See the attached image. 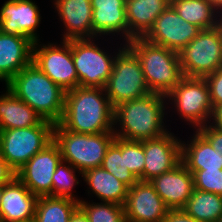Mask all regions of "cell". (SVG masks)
Instances as JSON below:
<instances>
[{
	"instance_id": "6da1fadb",
	"label": "cell",
	"mask_w": 222,
	"mask_h": 222,
	"mask_svg": "<svg viewBox=\"0 0 222 222\" xmlns=\"http://www.w3.org/2000/svg\"><path fill=\"white\" fill-rule=\"evenodd\" d=\"M58 124L75 133L113 132L114 107L105 88L78 86L66 91L64 112Z\"/></svg>"
},
{
	"instance_id": "7a4b0ae2",
	"label": "cell",
	"mask_w": 222,
	"mask_h": 222,
	"mask_svg": "<svg viewBox=\"0 0 222 222\" xmlns=\"http://www.w3.org/2000/svg\"><path fill=\"white\" fill-rule=\"evenodd\" d=\"M165 100V95L149 93L139 99L120 103L114 108L115 137L143 141L165 135L169 132L164 124L168 104ZM115 125L120 127L117 129Z\"/></svg>"
},
{
	"instance_id": "3957f363",
	"label": "cell",
	"mask_w": 222,
	"mask_h": 222,
	"mask_svg": "<svg viewBox=\"0 0 222 222\" xmlns=\"http://www.w3.org/2000/svg\"><path fill=\"white\" fill-rule=\"evenodd\" d=\"M6 88L43 120L58 124L62 119L66 92L33 62L17 73L6 84Z\"/></svg>"
},
{
	"instance_id": "277c9868",
	"label": "cell",
	"mask_w": 222,
	"mask_h": 222,
	"mask_svg": "<svg viewBox=\"0 0 222 222\" xmlns=\"http://www.w3.org/2000/svg\"><path fill=\"white\" fill-rule=\"evenodd\" d=\"M126 45L140 60L151 93L166 96L180 82L183 73L178 52L150 43L143 37L133 38Z\"/></svg>"
},
{
	"instance_id": "5b68a950",
	"label": "cell",
	"mask_w": 222,
	"mask_h": 222,
	"mask_svg": "<svg viewBox=\"0 0 222 222\" xmlns=\"http://www.w3.org/2000/svg\"><path fill=\"white\" fill-rule=\"evenodd\" d=\"M114 132L99 134L75 133L55 124L53 140L58 145L62 160L82 174L102 165L106 150L114 140Z\"/></svg>"
},
{
	"instance_id": "8992f818",
	"label": "cell",
	"mask_w": 222,
	"mask_h": 222,
	"mask_svg": "<svg viewBox=\"0 0 222 222\" xmlns=\"http://www.w3.org/2000/svg\"><path fill=\"white\" fill-rule=\"evenodd\" d=\"M54 126L44 120L40 125L27 128L0 130V155L17 172L53 141Z\"/></svg>"
},
{
	"instance_id": "52a82bcc",
	"label": "cell",
	"mask_w": 222,
	"mask_h": 222,
	"mask_svg": "<svg viewBox=\"0 0 222 222\" xmlns=\"http://www.w3.org/2000/svg\"><path fill=\"white\" fill-rule=\"evenodd\" d=\"M105 92L114 108L120 103L151 93L144 79L141 62L127 45L116 55Z\"/></svg>"
},
{
	"instance_id": "ba28073f",
	"label": "cell",
	"mask_w": 222,
	"mask_h": 222,
	"mask_svg": "<svg viewBox=\"0 0 222 222\" xmlns=\"http://www.w3.org/2000/svg\"><path fill=\"white\" fill-rule=\"evenodd\" d=\"M166 99H169L168 103H171L170 100L174 103L179 117L194 126L195 130L210 123L213 106L204 77L183 76Z\"/></svg>"
},
{
	"instance_id": "9c48e42d",
	"label": "cell",
	"mask_w": 222,
	"mask_h": 222,
	"mask_svg": "<svg viewBox=\"0 0 222 222\" xmlns=\"http://www.w3.org/2000/svg\"><path fill=\"white\" fill-rule=\"evenodd\" d=\"M183 76L205 77L222 66V36L220 28L201 30L179 51Z\"/></svg>"
},
{
	"instance_id": "30bf717a",
	"label": "cell",
	"mask_w": 222,
	"mask_h": 222,
	"mask_svg": "<svg viewBox=\"0 0 222 222\" xmlns=\"http://www.w3.org/2000/svg\"><path fill=\"white\" fill-rule=\"evenodd\" d=\"M93 41L96 40L93 38L72 39V58L78 75L79 86L105 88L112 73L116 55L126 44L124 43L118 52L112 55V53H106Z\"/></svg>"
},
{
	"instance_id": "8fae6325",
	"label": "cell",
	"mask_w": 222,
	"mask_h": 222,
	"mask_svg": "<svg viewBox=\"0 0 222 222\" xmlns=\"http://www.w3.org/2000/svg\"><path fill=\"white\" fill-rule=\"evenodd\" d=\"M34 42L32 62L65 92L79 86L72 58V39L61 44ZM40 44V45H39Z\"/></svg>"
},
{
	"instance_id": "7c38bea8",
	"label": "cell",
	"mask_w": 222,
	"mask_h": 222,
	"mask_svg": "<svg viewBox=\"0 0 222 222\" xmlns=\"http://www.w3.org/2000/svg\"><path fill=\"white\" fill-rule=\"evenodd\" d=\"M62 161L54 140L36 153L17 172L16 177L36 196H52L53 174Z\"/></svg>"
},
{
	"instance_id": "4fadbf2b",
	"label": "cell",
	"mask_w": 222,
	"mask_h": 222,
	"mask_svg": "<svg viewBox=\"0 0 222 222\" xmlns=\"http://www.w3.org/2000/svg\"><path fill=\"white\" fill-rule=\"evenodd\" d=\"M200 31L197 26L181 18L170 5L156 18L153 27L143 38L179 53Z\"/></svg>"
},
{
	"instance_id": "5bb4252c",
	"label": "cell",
	"mask_w": 222,
	"mask_h": 222,
	"mask_svg": "<svg viewBox=\"0 0 222 222\" xmlns=\"http://www.w3.org/2000/svg\"><path fill=\"white\" fill-rule=\"evenodd\" d=\"M168 208L149 181L128 188L124 204L126 222H162Z\"/></svg>"
},
{
	"instance_id": "9a60e30c",
	"label": "cell",
	"mask_w": 222,
	"mask_h": 222,
	"mask_svg": "<svg viewBox=\"0 0 222 222\" xmlns=\"http://www.w3.org/2000/svg\"><path fill=\"white\" fill-rule=\"evenodd\" d=\"M41 22L38 5L32 0H7L0 9V31L26 36L39 41L37 28Z\"/></svg>"
},
{
	"instance_id": "2e32d148",
	"label": "cell",
	"mask_w": 222,
	"mask_h": 222,
	"mask_svg": "<svg viewBox=\"0 0 222 222\" xmlns=\"http://www.w3.org/2000/svg\"><path fill=\"white\" fill-rule=\"evenodd\" d=\"M142 143L145 154L144 181L152 180L181 162V140L170 131Z\"/></svg>"
},
{
	"instance_id": "e0dca14e",
	"label": "cell",
	"mask_w": 222,
	"mask_h": 222,
	"mask_svg": "<svg viewBox=\"0 0 222 222\" xmlns=\"http://www.w3.org/2000/svg\"><path fill=\"white\" fill-rule=\"evenodd\" d=\"M149 182L168 209H183L194 190L193 174L182 161Z\"/></svg>"
},
{
	"instance_id": "ac0fdd59",
	"label": "cell",
	"mask_w": 222,
	"mask_h": 222,
	"mask_svg": "<svg viewBox=\"0 0 222 222\" xmlns=\"http://www.w3.org/2000/svg\"><path fill=\"white\" fill-rule=\"evenodd\" d=\"M38 196L17 177L4 184L0 205V222H33Z\"/></svg>"
},
{
	"instance_id": "d6986e66",
	"label": "cell",
	"mask_w": 222,
	"mask_h": 222,
	"mask_svg": "<svg viewBox=\"0 0 222 222\" xmlns=\"http://www.w3.org/2000/svg\"><path fill=\"white\" fill-rule=\"evenodd\" d=\"M54 9L63 21V40L94 39L91 0H53Z\"/></svg>"
},
{
	"instance_id": "ffe728a7",
	"label": "cell",
	"mask_w": 222,
	"mask_h": 222,
	"mask_svg": "<svg viewBox=\"0 0 222 222\" xmlns=\"http://www.w3.org/2000/svg\"><path fill=\"white\" fill-rule=\"evenodd\" d=\"M34 42L26 37L0 31V80L5 85L32 63Z\"/></svg>"
},
{
	"instance_id": "44dd1931",
	"label": "cell",
	"mask_w": 222,
	"mask_h": 222,
	"mask_svg": "<svg viewBox=\"0 0 222 222\" xmlns=\"http://www.w3.org/2000/svg\"><path fill=\"white\" fill-rule=\"evenodd\" d=\"M92 26L94 38L110 34H122L128 43V24L126 20V0H91Z\"/></svg>"
},
{
	"instance_id": "7402d4cb",
	"label": "cell",
	"mask_w": 222,
	"mask_h": 222,
	"mask_svg": "<svg viewBox=\"0 0 222 222\" xmlns=\"http://www.w3.org/2000/svg\"><path fill=\"white\" fill-rule=\"evenodd\" d=\"M170 5L171 0H126L128 42L136 37H144L156 18Z\"/></svg>"
},
{
	"instance_id": "603a6c76",
	"label": "cell",
	"mask_w": 222,
	"mask_h": 222,
	"mask_svg": "<svg viewBox=\"0 0 222 222\" xmlns=\"http://www.w3.org/2000/svg\"><path fill=\"white\" fill-rule=\"evenodd\" d=\"M189 143L181 141V161L193 173L196 170H221L222 156L196 130Z\"/></svg>"
},
{
	"instance_id": "cb8c5ba5",
	"label": "cell",
	"mask_w": 222,
	"mask_h": 222,
	"mask_svg": "<svg viewBox=\"0 0 222 222\" xmlns=\"http://www.w3.org/2000/svg\"><path fill=\"white\" fill-rule=\"evenodd\" d=\"M5 89L0 95V130L27 128L44 121L29 105Z\"/></svg>"
},
{
	"instance_id": "d4e9b609",
	"label": "cell",
	"mask_w": 222,
	"mask_h": 222,
	"mask_svg": "<svg viewBox=\"0 0 222 222\" xmlns=\"http://www.w3.org/2000/svg\"><path fill=\"white\" fill-rule=\"evenodd\" d=\"M91 192L101 199V202H111L124 206L128 187L102 166L89 169L82 174Z\"/></svg>"
},
{
	"instance_id": "484cf974",
	"label": "cell",
	"mask_w": 222,
	"mask_h": 222,
	"mask_svg": "<svg viewBox=\"0 0 222 222\" xmlns=\"http://www.w3.org/2000/svg\"><path fill=\"white\" fill-rule=\"evenodd\" d=\"M171 6L181 18L200 30L217 27L222 14L209 0H171Z\"/></svg>"
},
{
	"instance_id": "4316f807",
	"label": "cell",
	"mask_w": 222,
	"mask_h": 222,
	"mask_svg": "<svg viewBox=\"0 0 222 222\" xmlns=\"http://www.w3.org/2000/svg\"><path fill=\"white\" fill-rule=\"evenodd\" d=\"M183 210L201 222H218L222 216V195L194 189Z\"/></svg>"
},
{
	"instance_id": "83f0119b",
	"label": "cell",
	"mask_w": 222,
	"mask_h": 222,
	"mask_svg": "<svg viewBox=\"0 0 222 222\" xmlns=\"http://www.w3.org/2000/svg\"><path fill=\"white\" fill-rule=\"evenodd\" d=\"M79 203L69 199L53 196H39L33 222H69Z\"/></svg>"
},
{
	"instance_id": "f1b7e54d",
	"label": "cell",
	"mask_w": 222,
	"mask_h": 222,
	"mask_svg": "<svg viewBox=\"0 0 222 222\" xmlns=\"http://www.w3.org/2000/svg\"><path fill=\"white\" fill-rule=\"evenodd\" d=\"M101 166L128 188H131L139 180L126 167L125 139L114 138L106 150Z\"/></svg>"
},
{
	"instance_id": "f546056e",
	"label": "cell",
	"mask_w": 222,
	"mask_h": 222,
	"mask_svg": "<svg viewBox=\"0 0 222 222\" xmlns=\"http://www.w3.org/2000/svg\"><path fill=\"white\" fill-rule=\"evenodd\" d=\"M76 170L71 164H67V162L65 163L63 160L59 163L52 178L53 197L69 198L78 203L81 201L72 193V189L79 184L80 181L75 174L77 172Z\"/></svg>"
},
{
	"instance_id": "4dcf8cb0",
	"label": "cell",
	"mask_w": 222,
	"mask_h": 222,
	"mask_svg": "<svg viewBox=\"0 0 222 222\" xmlns=\"http://www.w3.org/2000/svg\"><path fill=\"white\" fill-rule=\"evenodd\" d=\"M79 207L87 215L90 222H126L124 206L111 203H88L81 200Z\"/></svg>"
},
{
	"instance_id": "1f68e13d",
	"label": "cell",
	"mask_w": 222,
	"mask_h": 222,
	"mask_svg": "<svg viewBox=\"0 0 222 222\" xmlns=\"http://www.w3.org/2000/svg\"><path fill=\"white\" fill-rule=\"evenodd\" d=\"M125 162L128 170L144 181L145 154L142 141L125 140Z\"/></svg>"
},
{
	"instance_id": "d6a6232c",
	"label": "cell",
	"mask_w": 222,
	"mask_h": 222,
	"mask_svg": "<svg viewBox=\"0 0 222 222\" xmlns=\"http://www.w3.org/2000/svg\"><path fill=\"white\" fill-rule=\"evenodd\" d=\"M192 174L194 189L222 195V169L196 170Z\"/></svg>"
},
{
	"instance_id": "836d02e7",
	"label": "cell",
	"mask_w": 222,
	"mask_h": 222,
	"mask_svg": "<svg viewBox=\"0 0 222 222\" xmlns=\"http://www.w3.org/2000/svg\"><path fill=\"white\" fill-rule=\"evenodd\" d=\"M206 80L213 108L222 104V66L214 73L204 77Z\"/></svg>"
},
{
	"instance_id": "e575fe53",
	"label": "cell",
	"mask_w": 222,
	"mask_h": 222,
	"mask_svg": "<svg viewBox=\"0 0 222 222\" xmlns=\"http://www.w3.org/2000/svg\"><path fill=\"white\" fill-rule=\"evenodd\" d=\"M197 131L210 143V145L217 150L222 156V131L209 125H204L197 129Z\"/></svg>"
},
{
	"instance_id": "d590c367",
	"label": "cell",
	"mask_w": 222,
	"mask_h": 222,
	"mask_svg": "<svg viewBox=\"0 0 222 222\" xmlns=\"http://www.w3.org/2000/svg\"><path fill=\"white\" fill-rule=\"evenodd\" d=\"M162 222H201L188 215L183 209H168Z\"/></svg>"
},
{
	"instance_id": "8d00e7d4",
	"label": "cell",
	"mask_w": 222,
	"mask_h": 222,
	"mask_svg": "<svg viewBox=\"0 0 222 222\" xmlns=\"http://www.w3.org/2000/svg\"><path fill=\"white\" fill-rule=\"evenodd\" d=\"M16 177V172L0 155V184H7Z\"/></svg>"
},
{
	"instance_id": "74e56055",
	"label": "cell",
	"mask_w": 222,
	"mask_h": 222,
	"mask_svg": "<svg viewBox=\"0 0 222 222\" xmlns=\"http://www.w3.org/2000/svg\"><path fill=\"white\" fill-rule=\"evenodd\" d=\"M210 125L222 131V104L213 108Z\"/></svg>"
},
{
	"instance_id": "f35d334b",
	"label": "cell",
	"mask_w": 222,
	"mask_h": 222,
	"mask_svg": "<svg viewBox=\"0 0 222 222\" xmlns=\"http://www.w3.org/2000/svg\"><path fill=\"white\" fill-rule=\"evenodd\" d=\"M69 222H90V221L87 215L84 213V211L80 207H78L69 218Z\"/></svg>"
},
{
	"instance_id": "ab89813d",
	"label": "cell",
	"mask_w": 222,
	"mask_h": 222,
	"mask_svg": "<svg viewBox=\"0 0 222 222\" xmlns=\"http://www.w3.org/2000/svg\"><path fill=\"white\" fill-rule=\"evenodd\" d=\"M216 8L222 10V0H209Z\"/></svg>"
},
{
	"instance_id": "60d3db41",
	"label": "cell",
	"mask_w": 222,
	"mask_h": 222,
	"mask_svg": "<svg viewBox=\"0 0 222 222\" xmlns=\"http://www.w3.org/2000/svg\"><path fill=\"white\" fill-rule=\"evenodd\" d=\"M218 27L220 28V33H221V36H222V15L220 17V20H219V23H218Z\"/></svg>"
},
{
	"instance_id": "b9f144b4",
	"label": "cell",
	"mask_w": 222,
	"mask_h": 222,
	"mask_svg": "<svg viewBox=\"0 0 222 222\" xmlns=\"http://www.w3.org/2000/svg\"><path fill=\"white\" fill-rule=\"evenodd\" d=\"M3 187H4V184H0V205H1V198H2V193H3Z\"/></svg>"
},
{
	"instance_id": "7bdbcfd3",
	"label": "cell",
	"mask_w": 222,
	"mask_h": 222,
	"mask_svg": "<svg viewBox=\"0 0 222 222\" xmlns=\"http://www.w3.org/2000/svg\"><path fill=\"white\" fill-rule=\"evenodd\" d=\"M218 222H222V216L220 217V219L218 220Z\"/></svg>"
}]
</instances>
